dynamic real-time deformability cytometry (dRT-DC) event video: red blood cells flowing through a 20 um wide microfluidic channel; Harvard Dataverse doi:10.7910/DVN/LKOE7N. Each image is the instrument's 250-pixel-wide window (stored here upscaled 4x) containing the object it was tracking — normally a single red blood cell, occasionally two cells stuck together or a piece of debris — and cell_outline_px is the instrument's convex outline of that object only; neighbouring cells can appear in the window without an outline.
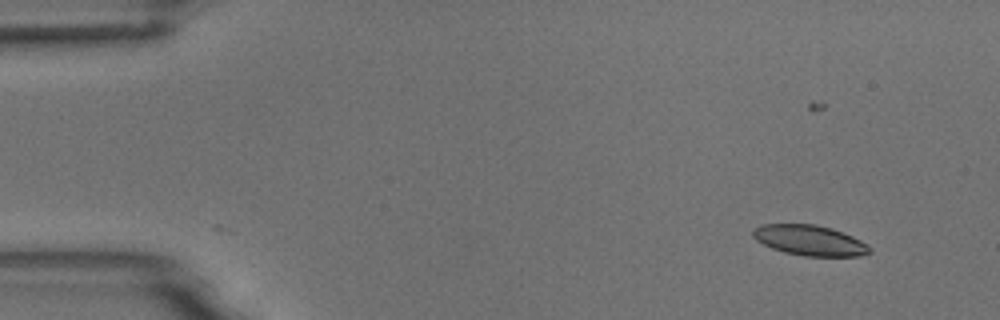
{"species": "common noctule bat (a hibernating species)", "species_latin": "Nyctalus noctula", "temperature_condition": "room temperature", "stored_images_in_passage": 5, "camera_frame_rate_fps": 3000, "um_per_image_px": 0.085, "animal": {"sex": "male", "body_mass_g": 18.8}, "frame": {"image": 1, "passage_image": 2, "time_ms": 1.333, "image_size_px": [1000, 320], "cell_outline_px": [[872, 252], [860, 256], [804, 256], [784, 252], [772, 248], [756, 240], [752, 236], [752, 232], [760, 224], [816, 224], [832, 228], [852, 236], [868, 244], [872, 248]], "centroid_in_image_um": [68.85, 20.43], "position_along_channel_um": 16.1, "area_um2": 20.75}}
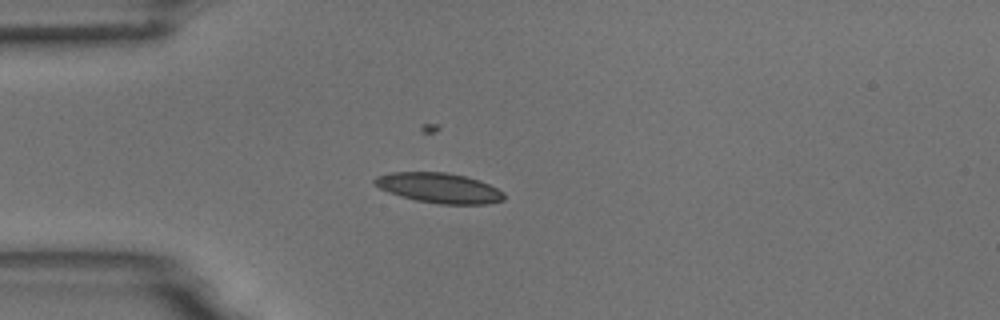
{"frame": {"image": 2, "passage_image": 5, "time_ms": 4.667, "image_size_px": [1000, 320], "cell_outline_px": [[504, 200], [488, 204], [440, 204], [416, 200], [400, 196], [388, 192], [372, 184], [372, 180], [376, 176], [392, 172], [444, 172], [464, 176], [480, 180], [504, 192]], "centroid_in_image_um": [37.3, 15.97], "position_along_channel_um": 47.7, "area_um2": 22.72}}